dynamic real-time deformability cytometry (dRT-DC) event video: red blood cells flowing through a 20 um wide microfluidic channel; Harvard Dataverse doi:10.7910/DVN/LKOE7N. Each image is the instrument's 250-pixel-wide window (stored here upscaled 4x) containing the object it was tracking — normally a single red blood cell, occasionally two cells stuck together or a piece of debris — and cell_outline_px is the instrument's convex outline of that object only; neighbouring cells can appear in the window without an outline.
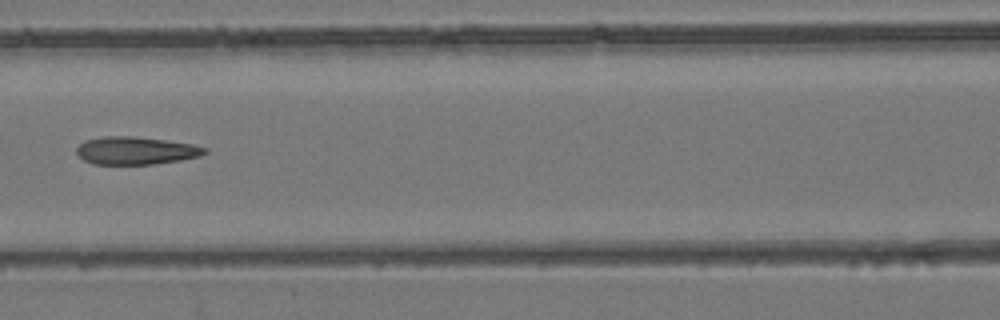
{"species": "common noctule bat (a hibernating species)", "species_latin": "Nyctalus noctula", "temperature_condition": "room temperature", "stored_images_in_passage": 6, "camera_frame_rate_fps": 3000, "um_per_image_px": 0.085, "animal": {"sex": "female", "body_mass_g": 24.6, "forearm_length_mm": 56.2}, "frame": {"image": 1, "passage_image": 6, "time_ms": 5.667, "image_size_px": [1000, 320], "cell_outline_px": [[208, 152], [200, 156], [180, 160], [152, 164], [92, 164], [84, 160], [76, 152], [76, 148], [84, 140], [104, 136], [136, 136], [168, 140], [192, 144], [208, 148]], "centroid_in_image_um": [11.55, 12.79], "position_along_channel_um": 155.0, "area_um2": 20.87}}